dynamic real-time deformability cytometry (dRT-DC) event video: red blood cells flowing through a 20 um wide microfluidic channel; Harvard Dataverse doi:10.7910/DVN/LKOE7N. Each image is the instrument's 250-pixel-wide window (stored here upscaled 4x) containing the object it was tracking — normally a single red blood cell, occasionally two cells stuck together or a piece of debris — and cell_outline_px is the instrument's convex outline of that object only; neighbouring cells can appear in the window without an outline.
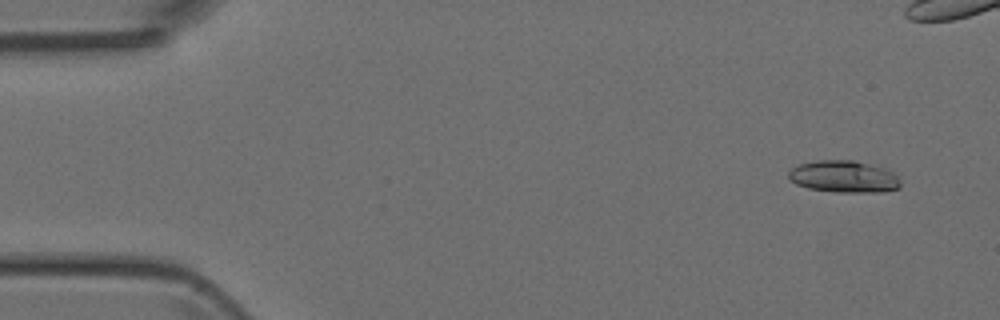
{"species": "Egyptian fruit bat (a non-hibernating species)", "species_latin": "Rousettus aegyptiacus", "temperature_condition": "room temperature", "stored_images_in_passage": 3, "camera_frame_rate_fps": 3000, "um_per_image_px": 0.085, "animal": {"sex": "female"}, "frame": {"image": 1, "passage_image": 3, "time_ms": 2.333, "image_size_px": [1000, 320], "cell_outline_px": [[900, 188], [880, 192], [836, 192], [808, 188], [796, 184], [788, 180], [788, 172], [792, 168], [800, 164], [816, 160], [852, 160], [884, 168], [892, 172], [900, 180]], "centroid_in_image_um": [71.7, 15.02], "position_along_channel_um": 13.3, "area_um2": 20.81}}